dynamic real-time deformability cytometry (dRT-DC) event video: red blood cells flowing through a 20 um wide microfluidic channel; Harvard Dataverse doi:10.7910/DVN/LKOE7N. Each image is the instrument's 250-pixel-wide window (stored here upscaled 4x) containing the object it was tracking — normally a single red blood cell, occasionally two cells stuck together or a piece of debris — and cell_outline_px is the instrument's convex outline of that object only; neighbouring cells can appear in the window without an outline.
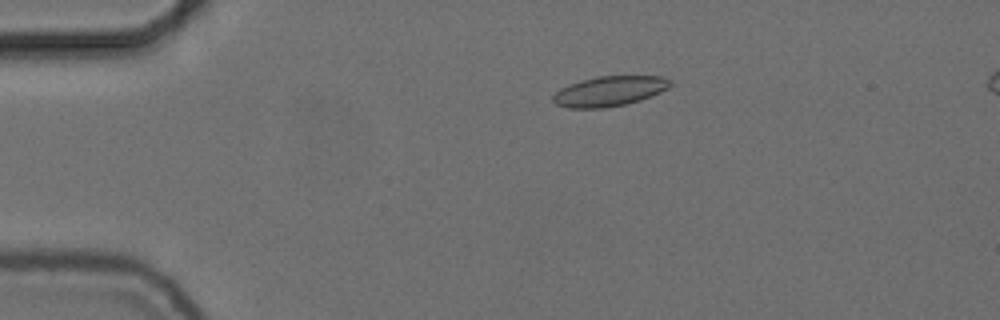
{"species": "common noctule bat (a hibernating species)", "species_latin": "Nyctalus noctula", "temperature_condition": "cold", "stored_images_in_passage": 48, "camera_frame_rate_fps": 3000, "um_per_image_px": 0.085, "animal": {"sex": "female", "body_mass_g": 24.6, "forearm_length_mm": 56.2}, "frame": {"image": 1, "passage_image": 4, "time_ms": 1.0, "image_size_px": [1000, 320], "cell_outline_px": [[672, 84], [668, 88], [660, 92], [640, 100], [624, 104], [604, 108], [568, 108], [556, 104], [552, 100], [552, 96], [560, 88], [568, 84], [580, 80], [596, 76], [660, 76], [672, 80]], "centroid_in_image_um": [51.77, 7.74], "position_along_channel_um": 33.2, "area_um2": 20.58}}
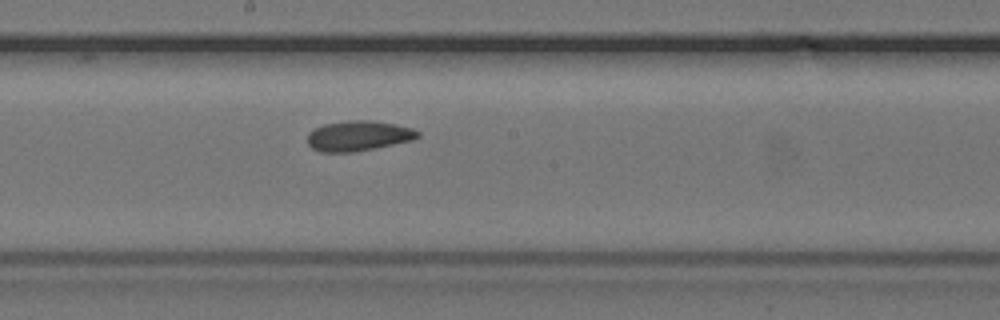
{"frame": {"image": 2, "passage_image": 23, "time_ms": 7.333, "image_size_px": [1000, 320], "cell_outline_px": [[420, 136], [412, 140], [376, 148], [352, 152], [320, 152], [312, 148], [308, 144], [308, 132], [312, 128], [324, 124], [348, 120], [372, 120], [396, 124], [412, 128], [420, 132]], "centroid_in_image_um": [30.45, 11.54], "position_along_channel_um": 217.8, "area_um2": 19.59}}
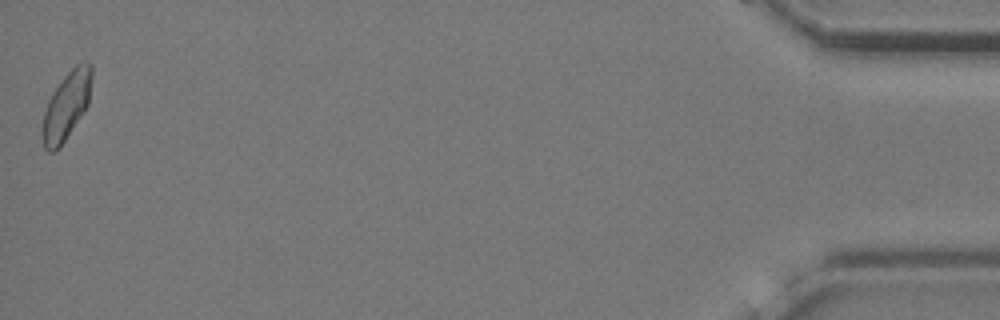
{"frame": {"image": 3, "passage_image": 48, "time_ms": 15.667, "image_size_px": [1000, 320], "cell_outline_px": [[92, 76], [88, 104], [60, 148], [56, 152], [48, 152], [44, 148], [40, 132], [44, 112], [48, 100], [52, 92], [64, 76], [76, 64], [84, 60], [88, 60], [92, 64]], "centroid_in_image_um": [5.62, 9.0], "position_along_channel_um": 429.6, "area_um2": 19.77}, "authors_computed_cell_mechanics": {"area_um2": 19.2763, "velocity_mm_per_s": 3.6834, "shape_relaxation_time_tau1_ms": 7.5281, "shape_relaxation_time_tau2_ms": 1.4765, "deformation_change_tau1": 0.1256, "deformation_change_tau2": 0.0639}}